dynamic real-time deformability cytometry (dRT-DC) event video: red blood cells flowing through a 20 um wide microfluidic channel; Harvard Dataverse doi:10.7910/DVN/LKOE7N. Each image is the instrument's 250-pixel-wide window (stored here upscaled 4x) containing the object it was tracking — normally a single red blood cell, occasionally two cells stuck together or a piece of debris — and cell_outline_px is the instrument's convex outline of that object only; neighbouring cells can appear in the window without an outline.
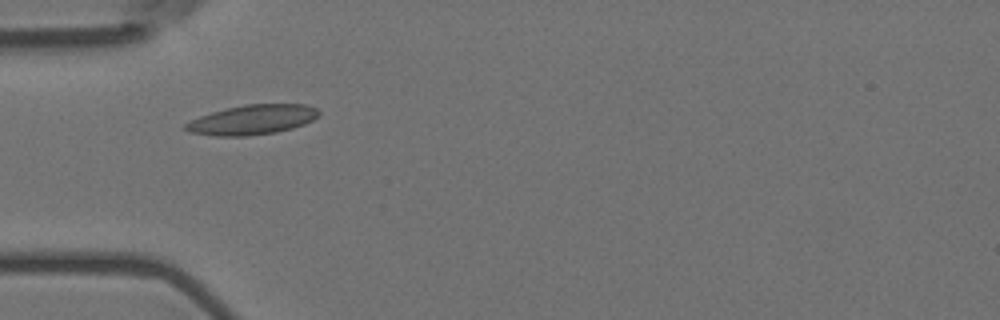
{"species": "Egyptian fruit bat (a non-hibernating species)", "species_latin": "Rousettus aegyptiacus", "temperature_condition": "room temperature", "stored_images_in_passage": 11, "camera_frame_rate_fps": 3000, "um_per_image_px": 0.085, "animal": {"sex": "female"}, "frame": {"image": 1, "passage_image": 1, "time_ms": 0.0, "image_size_px": [1000, 320], "cell_outline_px": [[320, 112], [312, 120], [304, 124], [292, 128], [276, 132], [244, 136], [216, 136], [188, 132], [180, 128], [184, 124], [200, 116], [212, 112], [244, 104], [304, 104], [316, 108]], "centroid_in_image_um": [21.4, 10.18], "position_along_channel_um": 63.6, "area_um2": 23.0}}
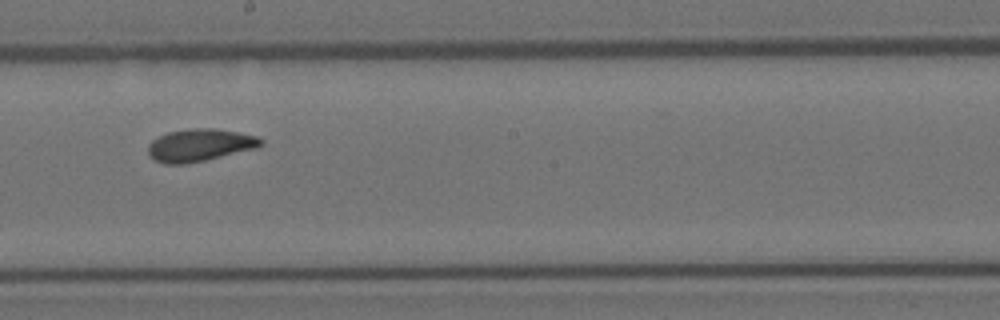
{"frame": {"image": 2, "passage_image": 5, "time_ms": 1.333, "image_size_px": [1000, 320], "cell_outline_px": [[264, 144], [256, 148], [204, 160], [184, 164], [164, 164], [152, 160], [148, 152], [148, 144], [152, 140], [168, 132], [192, 128], [216, 128], [256, 136], [264, 140]], "centroid_in_image_um": [16.96, 12.34], "position_along_channel_um": 231.2, "area_um2": 21.27}}
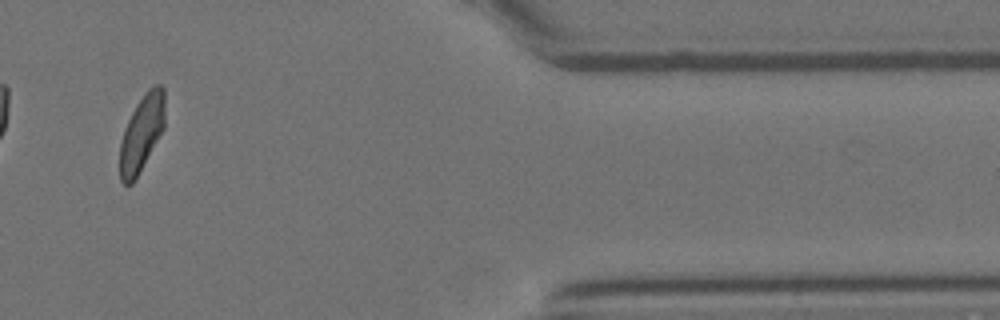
{"frame": {"image": 3, "passage_image": 9, "time_ms": 2.667, "image_size_px": [1000, 320], "cell_outline_px": [[164, 128], [132, 184], [124, 184], [120, 180], [120, 144], [124, 128], [136, 104], [144, 92], [148, 88], [156, 84], [160, 84], [164, 88]], "centroid_in_image_um": [12.04, 11.28], "position_along_channel_um": 399.4, "area_um2": 19.83}}